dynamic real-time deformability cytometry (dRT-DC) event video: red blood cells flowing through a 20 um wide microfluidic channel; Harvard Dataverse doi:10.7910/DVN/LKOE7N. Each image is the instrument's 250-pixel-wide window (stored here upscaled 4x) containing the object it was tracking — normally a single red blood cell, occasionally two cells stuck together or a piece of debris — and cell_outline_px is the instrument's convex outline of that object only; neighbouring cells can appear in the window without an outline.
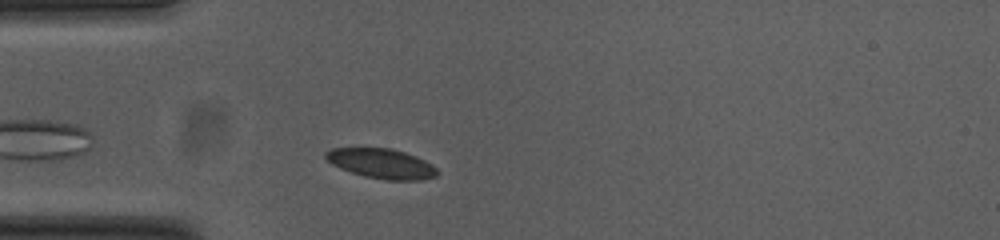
{"species": "common noctule bat (a hibernating species)", "species_latin": "Nyctalus noctula", "temperature_condition": "cold", "stored_images_in_passage": 29, "camera_frame_rate_fps": 3000, "um_per_image_px": 0.085, "animal": {"sex": "female", "body_mass_g": 23.0, "forearm_length_mm": 53.4}, "frame": {"image": 1, "passage_image": 1, "time_ms": 0.0, "image_size_px": [1000, 240], "cell_outline_px": [[440, 172], [436, 176], [420, 180], [388, 180], [364, 176], [340, 168], [332, 164], [324, 156], [324, 152], [332, 148], [392, 148], [416, 156], [432, 164]], "centroid_in_image_um": [32.44, 13.9], "position_along_channel_um": 52.6, "area_um2": 19.36}}
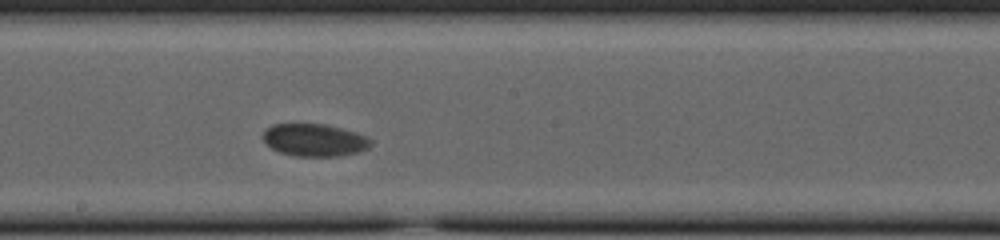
{"frame": {"image": 2, "passage_image": 16, "time_ms": 5.0, "image_size_px": [1000, 240], "cell_outline_px": [[372, 144], [368, 148], [356, 152], [340, 156], [296, 156], [280, 152], [272, 148], [264, 140], [264, 132], [272, 124], [324, 124], [356, 132], [372, 140]], "centroid_in_image_um": [26.75, 11.9], "position_along_channel_um": 221.5, "area_um2": 20.11}}
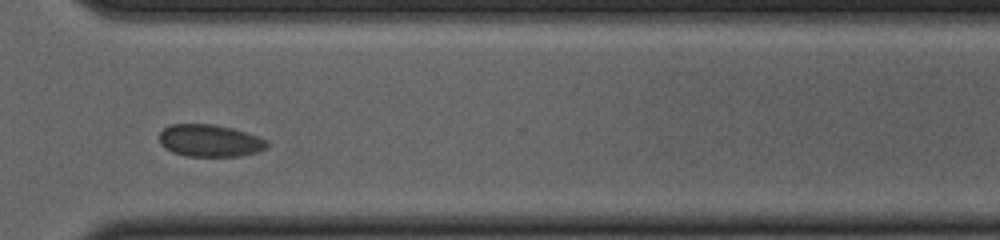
{"frame": {"image": 3, "passage_image": 27, "time_ms": 8.667, "image_size_px": [1000, 240], "cell_outline_px": [[268, 148], [256, 152], [240, 156], [184, 156], [172, 152], [164, 148], [160, 144], [160, 132], [164, 128], [172, 124], [212, 124], [232, 128], [268, 140]], "centroid_in_image_um": [17.82, 11.96], "position_along_channel_um": 352.8, "area_um2": 20.23}, "authors_computed_cell_mechanics": {"area_um2": 20.23, "velocity_mm_per_s": 3.5559, "shape_relaxation_time_tau1_ms": 1.6139, "shape_relaxation_time_tau2_ms": null, "deformation_change_tau1": 0.0284, "deformation_change_tau2": null}}